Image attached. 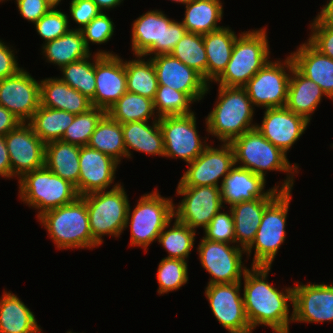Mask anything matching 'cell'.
Instances as JSON below:
<instances>
[{
  "label": "cell",
  "mask_w": 333,
  "mask_h": 333,
  "mask_svg": "<svg viewBox=\"0 0 333 333\" xmlns=\"http://www.w3.org/2000/svg\"><path fill=\"white\" fill-rule=\"evenodd\" d=\"M270 270L271 266H251L244 274L242 294L247 319L252 331L263 325L273 333H289L293 322L289 309L293 307V287L279 291L267 281Z\"/></svg>",
  "instance_id": "6da1fadb"
},
{
  "label": "cell",
  "mask_w": 333,
  "mask_h": 333,
  "mask_svg": "<svg viewBox=\"0 0 333 333\" xmlns=\"http://www.w3.org/2000/svg\"><path fill=\"white\" fill-rule=\"evenodd\" d=\"M230 144L234 150L235 165L248 169L264 179L267 171L285 172L287 177L279 189L292 191L294 175L299 173L298 164H290L287 154L268 141L257 128L245 132Z\"/></svg>",
  "instance_id": "7a4b0ae2"
},
{
  "label": "cell",
  "mask_w": 333,
  "mask_h": 333,
  "mask_svg": "<svg viewBox=\"0 0 333 333\" xmlns=\"http://www.w3.org/2000/svg\"><path fill=\"white\" fill-rule=\"evenodd\" d=\"M218 86L215 106L205 118L206 131L222 143H231L256 128L255 107L243 87Z\"/></svg>",
  "instance_id": "3957f363"
},
{
  "label": "cell",
  "mask_w": 333,
  "mask_h": 333,
  "mask_svg": "<svg viewBox=\"0 0 333 333\" xmlns=\"http://www.w3.org/2000/svg\"><path fill=\"white\" fill-rule=\"evenodd\" d=\"M37 218L59 250L99 246L92 238L86 202L82 196L67 205L47 210Z\"/></svg>",
  "instance_id": "277c9868"
},
{
  "label": "cell",
  "mask_w": 333,
  "mask_h": 333,
  "mask_svg": "<svg viewBox=\"0 0 333 333\" xmlns=\"http://www.w3.org/2000/svg\"><path fill=\"white\" fill-rule=\"evenodd\" d=\"M266 28L239 33L230 61L214 81L220 86L243 87L271 59Z\"/></svg>",
  "instance_id": "5b68a950"
},
{
  "label": "cell",
  "mask_w": 333,
  "mask_h": 333,
  "mask_svg": "<svg viewBox=\"0 0 333 333\" xmlns=\"http://www.w3.org/2000/svg\"><path fill=\"white\" fill-rule=\"evenodd\" d=\"M186 33L182 22L168 18L161 10H150L132 24L131 51L145 58L170 54Z\"/></svg>",
  "instance_id": "8992f818"
},
{
  "label": "cell",
  "mask_w": 333,
  "mask_h": 333,
  "mask_svg": "<svg viewBox=\"0 0 333 333\" xmlns=\"http://www.w3.org/2000/svg\"><path fill=\"white\" fill-rule=\"evenodd\" d=\"M174 206L172 198L163 197L158 189L139 197L137 204L131 212L129 203L125 229L130 226V246L147 248L158 237L164 227L174 219Z\"/></svg>",
  "instance_id": "52a82bcc"
},
{
  "label": "cell",
  "mask_w": 333,
  "mask_h": 333,
  "mask_svg": "<svg viewBox=\"0 0 333 333\" xmlns=\"http://www.w3.org/2000/svg\"><path fill=\"white\" fill-rule=\"evenodd\" d=\"M124 185L116 183L109 190L82 196L89 216L93 240L100 246L103 236L120 237L125 230L129 198Z\"/></svg>",
  "instance_id": "ba28073f"
},
{
  "label": "cell",
  "mask_w": 333,
  "mask_h": 333,
  "mask_svg": "<svg viewBox=\"0 0 333 333\" xmlns=\"http://www.w3.org/2000/svg\"><path fill=\"white\" fill-rule=\"evenodd\" d=\"M18 183L21 202L37 209V217L79 197L73 184L55 175L46 166L25 173L18 179Z\"/></svg>",
  "instance_id": "9c48e42d"
},
{
  "label": "cell",
  "mask_w": 333,
  "mask_h": 333,
  "mask_svg": "<svg viewBox=\"0 0 333 333\" xmlns=\"http://www.w3.org/2000/svg\"><path fill=\"white\" fill-rule=\"evenodd\" d=\"M291 200V191H282L265 208L255 238L245 250L249 259L254 249L251 266L272 267L277 252L286 239V220Z\"/></svg>",
  "instance_id": "30bf717a"
},
{
  "label": "cell",
  "mask_w": 333,
  "mask_h": 333,
  "mask_svg": "<svg viewBox=\"0 0 333 333\" xmlns=\"http://www.w3.org/2000/svg\"><path fill=\"white\" fill-rule=\"evenodd\" d=\"M293 66V60L288 55L284 61L280 58L271 60L261 68L243 86L253 106L261 109L285 107Z\"/></svg>",
  "instance_id": "8fae6325"
},
{
  "label": "cell",
  "mask_w": 333,
  "mask_h": 333,
  "mask_svg": "<svg viewBox=\"0 0 333 333\" xmlns=\"http://www.w3.org/2000/svg\"><path fill=\"white\" fill-rule=\"evenodd\" d=\"M196 113L159 118L163 135L164 157L182 159L186 164L194 161L209 145L198 134Z\"/></svg>",
  "instance_id": "7c38bea8"
},
{
  "label": "cell",
  "mask_w": 333,
  "mask_h": 333,
  "mask_svg": "<svg viewBox=\"0 0 333 333\" xmlns=\"http://www.w3.org/2000/svg\"><path fill=\"white\" fill-rule=\"evenodd\" d=\"M197 252L201 265L210 274L211 284H229L242 282L249 269L242 261L245 250L239 246L201 238ZM232 245V246H231Z\"/></svg>",
  "instance_id": "4fadbf2b"
},
{
  "label": "cell",
  "mask_w": 333,
  "mask_h": 333,
  "mask_svg": "<svg viewBox=\"0 0 333 333\" xmlns=\"http://www.w3.org/2000/svg\"><path fill=\"white\" fill-rule=\"evenodd\" d=\"M176 194L183 196L174 206V218L194 231L209 225L212 218L225 208L220 187L217 186H177Z\"/></svg>",
  "instance_id": "5bb4252c"
},
{
  "label": "cell",
  "mask_w": 333,
  "mask_h": 333,
  "mask_svg": "<svg viewBox=\"0 0 333 333\" xmlns=\"http://www.w3.org/2000/svg\"><path fill=\"white\" fill-rule=\"evenodd\" d=\"M243 283L211 284L205 288L213 316L228 333H252L249 325L241 286Z\"/></svg>",
  "instance_id": "9a60e30c"
},
{
  "label": "cell",
  "mask_w": 333,
  "mask_h": 333,
  "mask_svg": "<svg viewBox=\"0 0 333 333\" xmlns=\"http://www.w3.org/2000/svg\"><path fill=\"white\" fill-rule=\"evenodd\" d=\"M235 165L234 150L230 143H223L219 148L208 145L191 163L181 177L178 186H217L219 179L230 172Z\"/></svg>",
  "instance_id": "2e32d148"
},
{
  "label": "cell",
  "mask_w": 333,
  "mask_h": 333,
  "mask_svg": "<svg viewBox=\"0 0 333 333\" xmlns=\"http://www.w3.org/2000/svg\"><path fill=\"white\" fill-rule=\"evenodd\" d=\"M95 82L92 106L107 111L127 92L125 61L115 53L98 50L95 53Z\"/></svg>",
  "instance_id": "e0dca14e"
},
{
  "label": "cell",
  "mask_w": 333,
  "mask_h": 333,
  "mask_svg": "<svg viewBox=\"0 0 333 333\" xmlns=\"http://www.w3.org/2000/svg\"><path fill=\"white\" fill-rule=\"evenodd\" d=\"M0 105L27 123L40 106V81L24 68L0 80Z\"/></svg>",
  "instance_id": "ac0fdd59"
},
{
  "label": "cell",
  "mask_w": 333,
  "mask_h": 333,
  "mask_svg": "<svg viewBox=\"0 0 333 333\" xmlns=\"http://www.w3.org/2000/svg\"><path fill=\"white\" fill-rule=\"evenodd\" d=\"M12 178L45 166V144L28 123H21L5 135Z\"/></svg>",
  "instance_id": "d6986e66"
},
{
  "label": "cell",
  "mask_w": 333,
  "mask_h": 333,
  "mask_svg": "<svg viewBox=\"0 0 333 333\" xmlns=\"http://www.w3.org/2000/svg\"><path fill=\"white\" fill-rule=\"evenodd\" d=\"M293 322L333 321V283H297L293 286Z\"/></svg>",
  "instance_id": "ffe728a7"
},
{
  "label": "cell",
  "mask_w": 333,
  "mask_h": 333,
  "mask_svg": "<svg viewBox=\"0 0 333 333\" xmlns=\"http://www.w3.org/2000/svg\"><path fill=\"white\" fill-rule=\"evenodd\" d=\"M150 59L159 85L186 93L194 102L204 99L209 92L212 83L208 84L198 72L171 54H160Z\"/></svg>",
  "instance_id": "44dd1931"
},
{
  "label": "cell",
  "mask_w": 333,
  "mask_h": 333,
  "mask_svg": "<svg viewBox=\"0 0 333 333\" xmlns=\"http://www.w3.org/2000/svg\"><path fill=\"white\" fill-rule=\"evenodd\" d=\"M258 131L274 146L285 154L304 134L310 124L304 117L297 115L286 107L266 108Z\"/></svg>",
  "instance_id": "7402d4cb"
},
{
  "label": "cell",
  "mask_w": 333,
  "mask_h": 333,
  "mask_svg": "<svg viewBox=\"0 0 333 333\" xmlns=\"http://www.w3.org/2000/svg\"><path fill=\"white\" fill-rule=\"evenodd\" d=\"M79 165V196H84L109 189L115 182L119 163L96 149L81 146Z\"/></svg>",
  "instance_id": "603a6c76"
},
{
  "label": "cell",
  "mask_w": 333,
  "mask_h": 333,
  "mask_svg": "<svg viewBox=\"0 0 333 333\" xmlns=\"http://www.w3.org/2000/svg\"><path fill=\"white\" fill-rule=\"evenodd\" d=\"M266 179L250 170L234 165L220 183L223 204L230 207L242 201H253L267 197L275 187L265 191Z\"/></svg>",
  "instance_id": "cb8c5ba5"
},
{
  "label": "cell",
  "mask_w": 333,
  "mask_h": 333,
  "mask_svg": "<svg viewBox=\"0 0 333 333\" xmlns=\"http://www.w3.org/2000/svg\"><path fill=\"white\" fill-rule=\"evenodd\" d=\"M275 189L265 198L242 201L229 207L232 211L235 230V244L246 250L253 242L260 226L265 208L281 193ZM241 245V246H240Z\"/></svg>",
  "instance_id": "d4e9b609"
},
{
  "label": "cell",
  "mask_w": 333,
  "mask_h": 333,
  "mask_svg": "<svg viewBox=\"0 0 333 333\" xmlns=\"http://www.w3.org/2000/svg\"><path fill=\"white\" fill-rule=\"evenodd\" d=\"M290 56L294 67L333 100V59L321 54L308 41L299 45Z\"/></svg>",
  "instance_id": "484cf974"
},
{
  "label": "cell",
  "mask_w": 333,
  "mask_h": 333,
  "mask_svg": "<svg viewBox=\"0 0 333 333\" xmlns=\"http://www.w3.org/2000/svg\"><path fill=\"white\" fill-rule=\"evenodd\" d=\"M40 105L78 115L92 108L91 100L58 77L40 80Z\"/></svg>",
  "instance_id": "4316f807"
},
{
  "label": "cell",
  "mask_w": 333,
  "mask_h": 333,
  "mask_svg": "<svg viewBox=\"0 0 333 333\" xmlns=\"http://www.w3.org/2000/svg\"><path fill=\"white\" fill-rule=\"evenodd\" d=\"M323 97L330 99L314 81L293 66L285 107L310 122Z\"/></svg>",
  "instance_id": "83f0119b"
},
{
  "label": "cell",
  "mask_w": 333,
  "mask_h": 333,
  "mask_svg": "<svg viewBox=\"0 0 333 333\" xmlns=\"http://www.w3.org/2000/svg\"><path fill=\"white\" fill-rule=\"evenodd\" d=\"M151 123L152 125L148 121H136L122 124L126 158L132 157L131 150L164 157L163 135L159 120L152 119Z\"/></svg>",
  "instance_id": "f1b7e54d"
},
{
  "label": "cell",
  "mask_w": 333,
  "mask_h": 333,
  "mask_svg": "<svg viewBox=\"0 0 333 333\" xmlns=\"http://www.w3.org/2000/svg\"><path fill=\"white\" fill-rule=\"evenodd\" d=\"M0 333H43L34 313L11 291L0 297Z\"/></svg>",
  "instance_id": "f546056e"
},
{
  "label": "cell",
  "mask_w": 333,
  "mask_h": 333,
  "mask_svg": "<svg viewBox=\"0 0 333 333\" xmlns=\"http://www.w3.org/2000/svg\"><path fill=\"white\" fill-rule=\"evenodd\" d=\"M237 37L234 30L224 26L202 35L207 56L208 84L214 82L226 69Z\"/></svg>",
  "instance_id": "4dcf8cb0"
},
{
  "label": "cell",
  "mask_w": 333,
  "mask_h": 333,
  "mask_svg": "<svg viewBox=\"0 0 333 333\" xmlns=\"http://www.w3.org/2000/svg\"><path fill=\"white\" fill-rule=\"evenodd\" d=\"M80 147L61 140L45 144V166L55 175L73 184L78 195Z\"/></svg>",
  "instance_id": "1f68e13d"
},
{
  "label": "cell",
  "mask_w": 333,
  "mask_h": 333,
  "mask_svg": "<svg viewBox=\"0 0 333 333\" xmlns=\"http://www.w3.org/2000/svg\"><path fill=\"white\" fill-rule=\"evenodd\" d=\"M46 62L62 66L84 59L92 54L85 44L81 30L70 29L59 38L42 44Z\"/></svg>",
  "instance_id": "d6a6232c"
},
{
  "label": "cell",
  "mask_w": 333,
  "mask_h": 333,
  "mask_svg": "<svg viewBox=\"0 0 333 333\" xmlns=\"http://www.w3.org/2000/svg\"><path fill=\"white\" fill-rule=\"evenodd\" d=\"M222 4L221 0L188 1L181 21L186 31L204 35L222 28L218 25L224 13Z\"/></svg>",
  "instance_id": "836d02e7"
},
{
  "label": "cell",
  "mask_w": 333,
  "mask_h": 333,
  "mask_svg": "<svg viewBox=\"0 0 333 333\" xmlns=\"http://www.w3.org/2000/svg\"><path fill=\"white\" fill-rule=\"evenodd\" d=\"M74 118L75 114L40 105L27 123L42 142L47 144L61 140Z\"/></svg>",
  "instance_id": "e575fe53"
},
{
  "label": "cell",
  "mask_w": 333,
  "mask_h": 333,
  "mask_svg": "<svg viewBox=\"0 0 333 333\" xmlns=\"http://www.w3.org/2000/svg\"><path fill=\"white\" fill-rule=\"evenodd\" d=\"M87 146L112 157L120 164L126 158L122 124L106 113L97 123Z\"/></svg>",
  "instance_id": "d590c367"
},
{
  "label": "cell",
  "mask_w": 333,
  "mask_h": 333,
  "mask_svg": "<svg viewBox=\"0 0 333 333\" xmlns=\"http://www.w3.org/2000/svg\"><path fill=\"white\" fill-rule=\"evenodd\" d=\"M106 113L120 124L136 121L149 122L151 117L153 120H159L155 114L153 100L128 91Z\"/></svg>",
  "instance_id": "8d00e7d4"
},
{
  "label": "cell",
  "mask_w": 333,
  "mask_h": 333,
  "mask_svg": "<svg viewBox=\"0 0 333 333\" xmlns=\"http://www.w3.org/2000/svg\"><path fill=\"white\" fill-rule=\"evenodd\" d=\"M146 60L140 55L125 60L127 91L154 100L159 84L152 60Z\"/></svg>",
  "instance_id": "74e56055"
},
{
  "label": "cell",
  "mask_w": 333,
  "mask_h": 333,
  "mask_svg": "<svg viewBox=\"0 0 333 333\" xmlns=\"http://www.w3.org/2000/svg\"><path fill=\"white\" fill-rule=\"evenodd\" d=\"M170 225L168 223L158 237L159 244L168 252L165 258L187 261L195 245L196 231L180 223L175 218L172 226Z\"/></svg>",
  "instance_id": "f35d334b"
},
{
  "label": "cell",
  "mask_w": 333,
  "mask_h": 333,
  "mask_svg": "<svg viewBox=\"0 0 333 333\" xmlns=\"http://www.w3.org/2000/svg\"><path fill=\"white\" fill-rule=\"evenodd\" d=\"M60 71L62 76L59 78L64 83L79 91L88 99L92 100L94 98L96 88L95 53L79 61L62 66Z\"/></svg>",
  "instance_id": "ab89813d"
},
{
  "label": "cell",
  "mask_w": 333,
  "mask_h": 333,
  "mask_svg": "<svg viewBox=\"0 0 333 333\" xmlns=\"http://www.w3.org/2000/svg\"><path fill=\"white\" fill-rule=\"evenodd\" d=\"M207 82V56L201 34L187 32L170 53Z\"/></svg>",
  "instance_id": "60d3db41"
},
{
  "label": "cell",
  "mask_w": 333,
  "mask_h": 333,
  "mask_svg": "<svg viewBox=\"0 0 333 333\" xmlns=\"http://www.w3.org/2000/svg\"><path fill=\"white\" fill-rule=\"evenodd\" d=\"M194 101L186 94L165 85H158L153 105L158 118L193 113Z\"/></svg>",
  "instance_id": "b9f144b4"
},
{
  "label": "cell",
  "mask_w": 333,
  "mask_h": 333,
  "mask_svg": "<svg viewBox=\"0 0 333 333\" xmlns=\"http://www.w3.org/2000/svg\"><path fill=\"white\" fill-rule=\"evenodd\" d=\"M188 261L174 258H163L157 269V293L163 295L179 290L188 282Z\"/></svg>",
  "instance_id": "7bdbcfd3"
},
{
  "label": "cell",
  "mask_w": 333,
  "mask_h": 333,
  "mask_svg": "<svg viewBox=\"0 0 333 333\" xmlns=\"http://www.w3.org/2000/svg\"><path fill=\"white\" fill-rule=\"evenodd\" d=\"M106 114L102 108L92 107L84 113L75 115L72 124L66 129L61 141L78 145L87 146L97 123Z\"/></svg>",
  "instance_id": "ee69618b"
},
{
  "label": "cell",
  "mask_w": 333,
  "mask_h": 333,
  "mask_svg": "<svg viewBox=\"0 0 333 333\" xmlns=\"http://www.w3.org/2000/svg\"><path fill=\"white\" fill-rule=\"evenodd\" d=\"M69 16L57 8H51L35 24L43 43L55 40L70 30Z\"/></svg>",
  "instance_id": "f6af8a7d"
},
{
  "label": "cell",
  "mask_w": 333,
  "mask_h": 333,
  "mask_svg": "<svg viewBox=\"0 0 333 333\" xmlns=\"http://www.w3.org/2000/svg\"><path fill=\"white\" fill-rule=\"evenodd\" d=\"M221 212L212 218L204 229V238L211 241L225 242L235 245V230L232 211Z\"/></svg>",
  "instance_id": "bcb514c9"
},
{
  "label": "cell",
  "mask_w": 333,
  "mask_h": 333,
  "mask_svg": "<svg viewBox=\"0 0 333 333\" xmlns=\"http://www.w3.org/2000/svg\"><path fill=\"white\" fill-rule=\"evenodd\" d=\"M107 15L108 14L101 12L81 30L83 39L89 50L90 42H92V44L101 45L111 40L115 30L114 27L116 26L114 25L113 20Z\"/></svg>",
  "instance_id": "7dc6e473"
},
{
  "label": "cell",
  "mask_w": 333,
  "mask_h": 333,
  "mask_svg": "<svg viewBox=\"0 0 333 333\" xmlns=\"http://www.w3.org/2000/svg\"><path fill=\"white\" fill-rule=\"evenodd\" d=\"M308 42L321 54L333 59V26L322 24L316 17L310 23Z\"/></svg>",
  "instance_id": "c3c4849f"
},
{
  "label": "cell",
  "mask_w": 333,
  "mask_h": 333,
  "mask_svg": "<svg viewBox=\"0 0 333 333\" xmlns=\"http://www.w3.org/2000/svg\"><path fill=\"white\" fill-rule=\"evenodd\" d=\"M69 12L72 20L79 24L78 30H82L88 25L101 11L93 0H71Z\"/></svg>",
  "instance_id": "681fc988"
},
{
  "label": "cell",
  "mask_w": 333,
  "mask_h": 333,
  "mask_svg": "<svg viewBox=\"0 0 333 333\" xmlns=\"http://www.w3.org/2000/svg\"><path fill=\"white\" fill-rule=\"evenodd\" d=\"M16 4L20 16L33 24L51 9L45 0H16Z\"/></svg>",
  "instance_id": "f907efd6"
},
{
  "label": "cell",
  "mask_w": 333,
  "mask_h": 333,
  "mask_svg": "<svg viewBox=\"0 0 333 333\" xmlns=\"http://www.w3.org/2000/svg\"><path fill=\"white\" fill-rule=\"evenodd\" d=\"M13 46L6 45L0 39V80L15 75L22 68L18 65Z\"/></svg>",
  "instance_id": "816d5d0a"
},
{
  "label": "cell",
  "mask_w": 333,
  "mask_h": 333,
  "mask_svg": "<svg viewBox=\"0 0 333 333\" xmlns=\"http://www.w3.org/2000/svg\"><path fill=\"white\" fill-rule=\"evenodd\" d=\"M21 123V120L0 105V136H5L9 131L16 129Z\"/></svg>",
  "instance_id": "f5cc1de1"
},
{
  "label": "cell",
  "mask_w": 333,
  "mask_h": 333,
  "mask_svg": "<svg viewBox=\"0 0 333 333\" xmlns=\"http://www.w3.org/2000/svg\"><path fill=\"white\" fill-rule=\"evenodd\" d=\"M0 176L9 180L12 178V169L5 136H0Z\"/></svg>",
  "instance_id": "db71d44e"
},
{
  "label": "cell",
  "mask_w": 333,
  "mask_h": 333,
  "mask_svg": "<svg viewBox=\"0 0 333 333\" xmlns=\"http://www.w3.org/2000/svg\"><path fill=\"white\" fill-rule=\"evenodd\" d=\"M316 18L324 25L333 26V0H327Z\"/></svg>",
  "instance_id": "11a10c76"
},
{
  "label": "cell",
  "mask_w": 333,
  "mask_h": 333,
  "mask_svg": "<svg viewBox=\"0 0 333 333\" xmlns=\"http://www.w3.org/2000/svg\"><path fill=\"white\" fill-rule=\"evenodd\" d=\"M98 9L101 11V12H105L106 13V10L109 11V9H114L115 7L119 6L123 0H93Z\"/></svg>",
  "instance_id": "9f6ffc18"
},
{
  "label": "cell",
  "mask_w": 333,
  "mask_h": 333,
  "mask_svg": "<svg viewBox=\"0 0 333 333\" xmlns=\"http://www.w3.org/2000/svg\"><path fill=\"white\" fill-rule=\"evenodd\" d=\"M45 2H46L51 8H57V6L60 4L61 0H45Z\"/></svg>",
  "instance_id": "6f0895ef"
},
{
  "label": "cell",
  "mask_w": 333,
  "mask_h": 333,
  "mask_svg": "<svg viewBox=\"0 0 333 333\" xmlns=\"http://www.w3.org/2000/svg\"><path fill=\"white\" fill-rule=\"evenodd\" d=\"M171 1H173V2H177V3H180V4H186L188 1H190V0H171Z\"/></svg>",
  "instance_id": "680465c9"
}]
</instances>
